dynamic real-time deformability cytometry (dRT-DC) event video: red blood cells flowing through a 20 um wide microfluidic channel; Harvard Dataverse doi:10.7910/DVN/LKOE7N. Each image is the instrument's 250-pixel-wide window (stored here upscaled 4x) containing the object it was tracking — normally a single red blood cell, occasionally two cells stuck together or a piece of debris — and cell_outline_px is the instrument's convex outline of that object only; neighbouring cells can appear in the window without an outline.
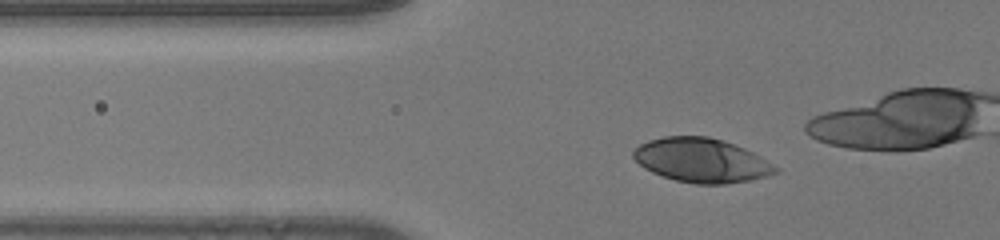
{"species": "human", "species_latin": "Homo sapiens", "temperature_condition": "room temperature", "stored_images_in_passage": 47, "camera_frame_rate_fps": 3000, "um_per_image_px": 0.085, "donor": {"sex": "male"}, "frame": {"image": 1, "passage_image": 19, "time_ms": 6.0, "image_size_px": [1000, 240], "cell_outline_px": [[780, 172], [768, 176], [752, 180], [728, 184], [696, 184], [676, 180], [652, 172], [644, 168], [632, 156], [632, 152], [640, 144], [648, 140], [664, 136], [708, 136], [744, 148], [760, 156], [780, 168]], "centroid_in_image_um": [59.66, 13.64], "position_along_channel_um": 66.1, "area_um2": 36.59}}
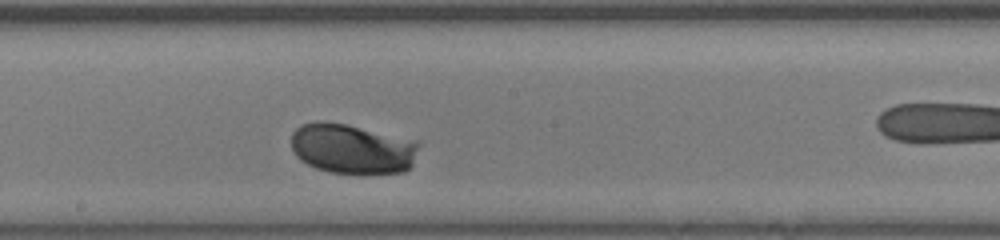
{"frame": {"image": 2, "passage_image": 32, "time_ms": 10.333, "image_size_px": [1000, 240], "cell_outline_px": [[420, 144], [412, 168], [404, 172], [364, 176], [328, 172], [316, 168], [300, 160], [292, 152], [292, 132], [296, 128], [304, 124], [344, 124], [420, 140]], "centroid_in_image_um": [30.04, 12.72], "position_along_channel_um": 218.2, "area_um2": 37.74}}
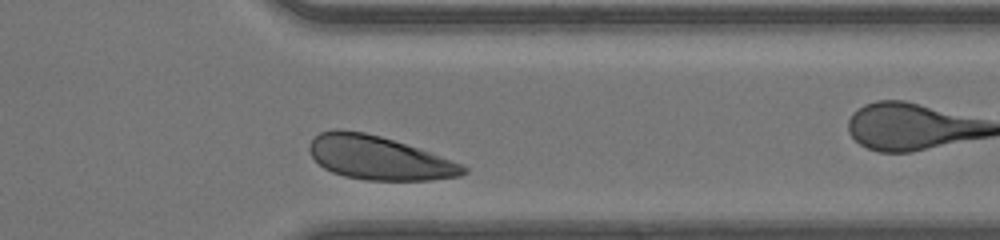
{"frame": {"image": 3, "passage_image": 44, "time_ms": 14.333, "image_size_px": [1000, 240], "cell_outline_px": [[468, 172], [460, 176], [428, 180], [364, 180], [344, 176], [332, 172], [324, 168], [312, 156], [308, 148], [308, 144], [320, 132], [336, 128], [340, 128], [364, 132], [380, 136], [428, 152], [460, 164], [468, 168]], "centroid_in_image_um": [32.14, 13.42], "position_along_channel_um": 379.3, "area_um2": 38.73}}